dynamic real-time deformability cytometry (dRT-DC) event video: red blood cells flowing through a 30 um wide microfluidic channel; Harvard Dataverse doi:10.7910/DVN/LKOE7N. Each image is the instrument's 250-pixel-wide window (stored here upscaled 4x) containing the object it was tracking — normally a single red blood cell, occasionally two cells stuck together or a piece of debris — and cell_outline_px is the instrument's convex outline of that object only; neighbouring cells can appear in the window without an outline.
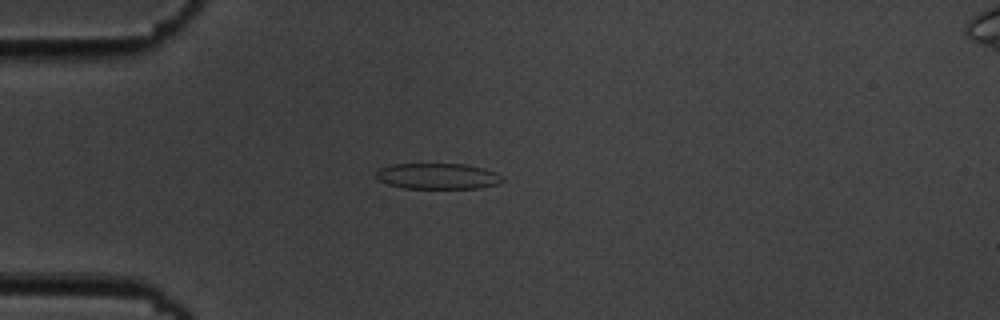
{"species": "common noctule bat (a hibernating species)", "species_latin": "Nyctalus noctula", "temperature_condition": "cold", "stored_images_in_passage": 7, "camera_frame_rate_fps": 3000, "um_per_image_px": 0.085, "animal": {"sex": "male", "body_mass_g": 19.5, "forearm_length_mm": 54.6}, "frame": {"image": 1, "passage_image": 5, "time_ms": 4.333, "image_size_px": [1000, 320], "cell_outline_px": [[504, 180], [500, 184], [480, 188], [404, 188], [388, 184], [376, 180], [376, 172], [380, 168], [392, 164], [464, 164], [484, 168], [496, 172], [504, 176]], "centroid_in_image_um": [37.24, 14.97], "position_along_channel_um": 47.8, "area_um2": 19.25}}
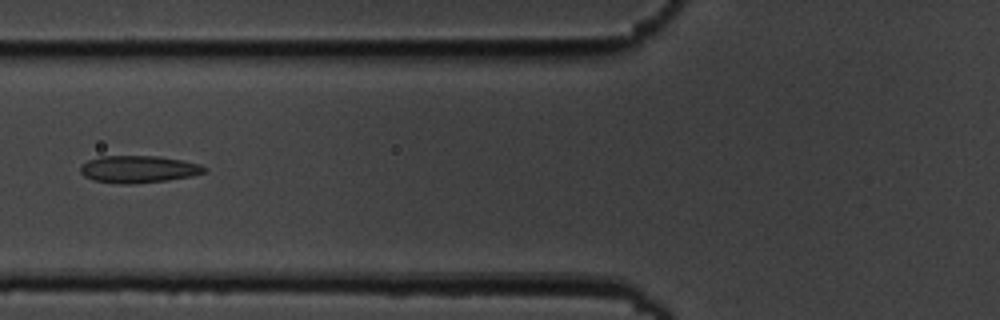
{"frame": {"image": 2, "passage_image": 7, "time_ms": 6.667, "image_size_px": [1000, 320], "cell_outline_px": [[208, 168], [204, 172], [192, 176], [168, 180], [132, 184], [120, 184], [92, 180], [84, 176], [80, 172], [80, 164], [88, 160], [100, 156], [160, 156], [200, 164]], "centroid_in_image_um": [11.74, 14.38], "position_along_channel_um": 114.1, "area_um2": 19.77}}